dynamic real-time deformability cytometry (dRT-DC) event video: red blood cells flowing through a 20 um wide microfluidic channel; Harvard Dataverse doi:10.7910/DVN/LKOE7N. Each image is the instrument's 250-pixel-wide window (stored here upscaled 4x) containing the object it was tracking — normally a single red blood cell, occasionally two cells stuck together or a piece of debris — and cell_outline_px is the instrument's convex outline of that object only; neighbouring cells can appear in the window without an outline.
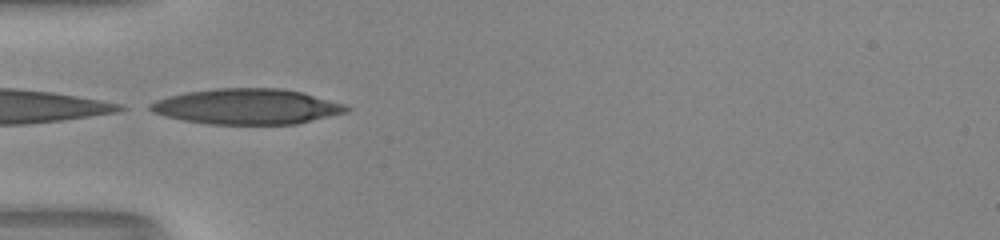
{"species": "human", "species_latin": "Homo sapiens", "temperature_condition": "room temperature", "stored_images_in_passage": 36, "camera_frame_rate_fps": 3000, "um_per_image_px": 0.085, "donor": {"sex": "male"}, "frame": {"image": 1, "passage_image": 1, "time_ms": 0.0, "image_size_px": [1000, 240], "cell_outline_px": [[352, 108], [348, 112], [296, 124], [208, 124], [184, 120], [164, 116], [152, 112], [144, 108], [148, 104], [156, 100], [168, 96], [188, 92], [216, 88], [280, 88], [300, 92], [344, 104]], "centroid_in_image_um": [20.95, 9.06], "position_along_channel_um": 64.1, "area_um2": 40.58}}
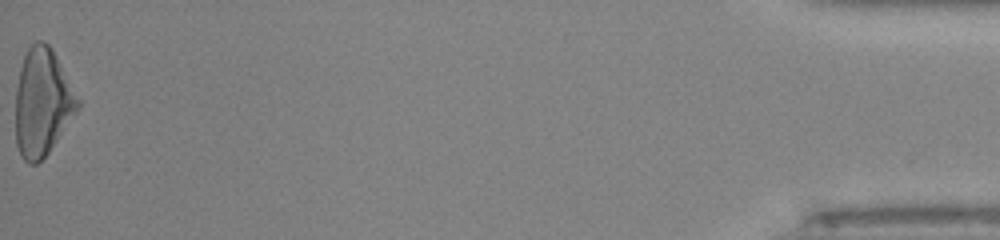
{"frame": {"image": 2, "passage_image": 36, "time_ms": 11.667, "image_size_px": [1000, 240], "cell_outline_px": [[80, 108], [48, 152], [36, 164], [28, 164], [24, 160], [16, 144], [16, 88], [20, 68], [24, 56], [28, 48], [36, 40], [44, 40], [52, 48], [80, 100]], "centroid_in_image_um": [3.61, 8.68], "position_along_channel_um": 431.6, "area_um2": 38.78}, "authors_computed_cell_mechanics": {"area_um2": 38.4081, "velocity_mm_per_s": 4.0325, "shape_relaxation_time_tau1_ms": 7.2465, "shape_relaxation_time_tau2_ms": 2.3934, "deformation_change_tau1": 0.2255, "deformation_change_tau2": 0.1251}}